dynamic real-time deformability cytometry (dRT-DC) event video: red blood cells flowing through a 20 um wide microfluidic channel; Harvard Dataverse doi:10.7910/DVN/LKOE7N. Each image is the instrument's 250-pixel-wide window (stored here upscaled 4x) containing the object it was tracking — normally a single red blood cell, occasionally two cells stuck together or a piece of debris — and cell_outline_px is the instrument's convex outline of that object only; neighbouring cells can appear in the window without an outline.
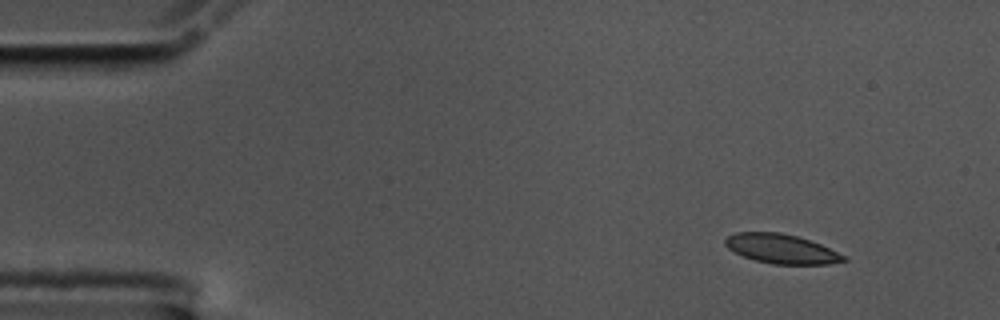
{"species": "common noctule bat (a hibernating species)", "species_latin": "Nyctalus noctula", "temperature_condition": "cold", "stored_images_in_passage": 52, "camera_frame_rate_fps": 3000, "um_per_image_px": 0.085, "animal": {"sex": "male", "body_mass_g": 17.5, "forearm_length_mm": 52.3}, "frame": {"image": 1, "passage_image": 1, "time_ms": 0.0, "image_size_px": [1000, 320], "cell_outline_px": [[848, 260], [828, 264], [772, 264], [756, 260], [744, 256], [728, 248], [724, 244], [724, 240], [728, 236], [736, 232], [780, 232], [796, 236], [820, 244], [844, 256]], "centroid_in_image_um": [66.38, 21.14], "position_along_channel_um": 18.6, "area_um2": 19.94}}
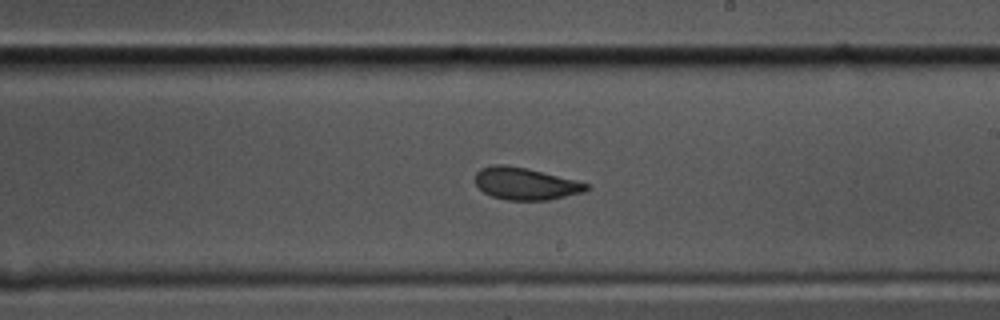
{"frame": {"image": 2, "passage_image": 28, "time_ms": 9.0, "image_size_px": [1000, 320], "cell_outline_px": [[588, 188], [584, 192], [548, 200], [508, 200], [492, 196], [484, 192], [476, 184], [476, 172], [480, 168], [492, 164], [504, 164], [524, 168], [588, 184]], "centroid_in_image_um": [44.6, 15.62], "position_along_channel_um": 244.4, "area_um2": 20.35}}
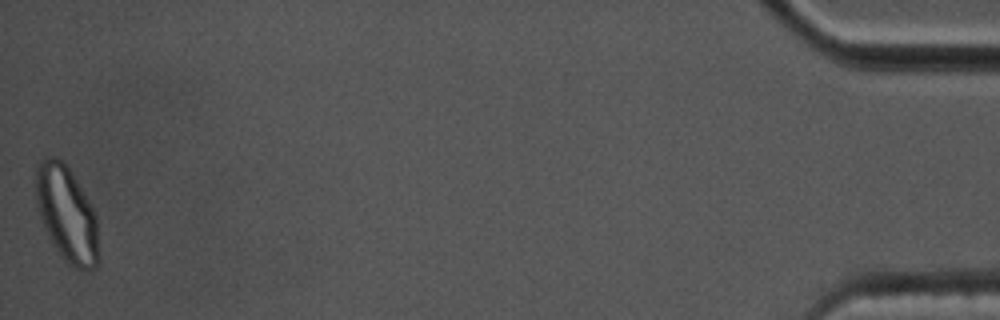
{"frame": {"image": 3, "passage_image": 52, "time_ms": 17.0, "image_size_px": [1000, 320], "cell_outline_px": [[100, 264], [96, 268], [76, 268], [68, 264], [64, 260], [52, 244], [44, 228], [36, 204], [36, 164], [44, 156], [56, 156], [72, 172], [92, 208], [96, 216], [100, 256]], "centroid_in_image_um": [5.67, 18.21], "position_along_channel_um": 429.5, "area_um2": 35.2}, "authors_computed_cell_mechanics": {"area_um2": 21.2126, "velocity_mm_per_s": 3.512, "shape_relaxation_time_tau1_ms": 6.3365, "shape_relaxation_time_tau2_ms": 1.4431, "deformation_change_tau1": 0.1407, "deformation_change_tau2": 0.0505}}